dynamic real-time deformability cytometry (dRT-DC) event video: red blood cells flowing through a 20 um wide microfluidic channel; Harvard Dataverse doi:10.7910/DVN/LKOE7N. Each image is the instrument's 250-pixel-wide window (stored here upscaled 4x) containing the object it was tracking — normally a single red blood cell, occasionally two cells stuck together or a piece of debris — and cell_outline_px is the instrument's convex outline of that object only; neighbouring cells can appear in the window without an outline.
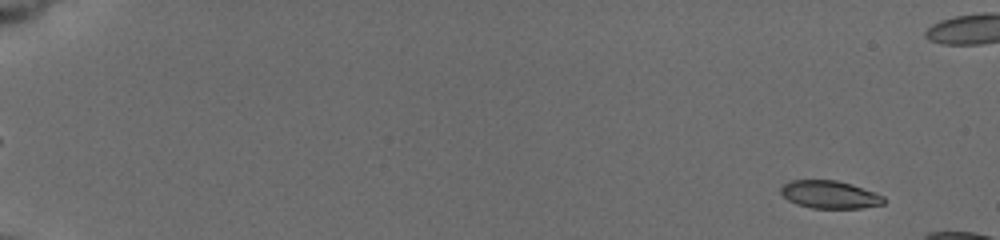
{"species": "common noctule bat (a hibernating species)", "species_latin": "Nyctalus noctula", "temperature_condition": "cold", "stored_images_in_passage": 14, "camera_frame_rate_fps": 3000, "um_per_image_px": 0.085, "animal": {"sex": "female", "body_mass_g": 19.5, "forearm_length_mm": 54.1}, "frame": {"image": 1, "passage_image": 3, "time_ms": 1.0, "image_size_px": [1000, 240], "cell_outline_px": [[884, 204], [860, 208], [812, 208], [796, 204], [788, 200], [780, 192], [780, 188], [788, 180], [836, 180], [852, 184], [884, 196]], "centroid_in_image_um": [70.5, 16.53], "position_along_channel_um": 14.5, "area_um2": 16.65}}